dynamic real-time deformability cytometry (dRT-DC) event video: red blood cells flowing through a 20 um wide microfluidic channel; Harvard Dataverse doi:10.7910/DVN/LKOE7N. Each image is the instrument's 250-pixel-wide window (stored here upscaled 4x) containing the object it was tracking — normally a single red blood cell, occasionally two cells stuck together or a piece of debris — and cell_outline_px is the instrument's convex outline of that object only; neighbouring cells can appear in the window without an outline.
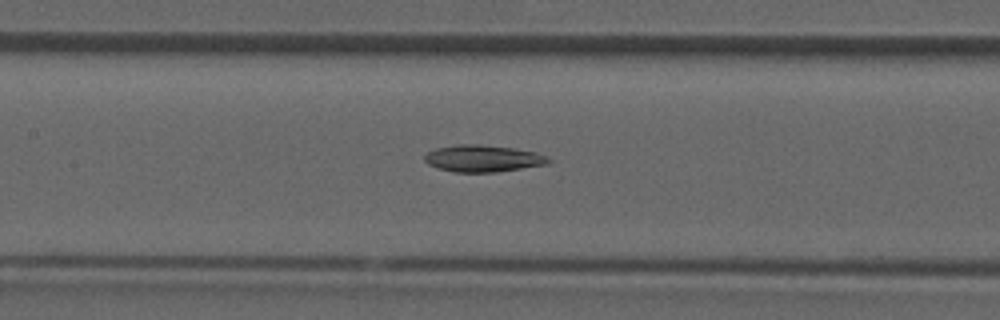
{"species": "common noctule bat (a hibernating species)", "species_latin": "Nyctalus noctula", "temperature_condition": "room temperature", "stored_images_in_passage": 22, "camera_frame_rate_fps": 3000, "um_per_image_px": 0.085, "animal": {"sex": "male", "forearm_length_mm": 52.5}, "frame": {"image": 1, "passage_image": 18, "time_ms": 5.667, "image_size_px": [1000, 320], "cell_outline_px": [[552, 160], [548, 164], [496, 172], [456, 172], [436, 168], [428, 164], [424, 160], [424, 156], [428, 152], [436, 148], [460, 144], [480, 144], [512, 148], [536, 152]], "centroid_in_image_um": [41.03, 13.47], "position_along_channel_um": 166.4, "area_um2": 19.31}}
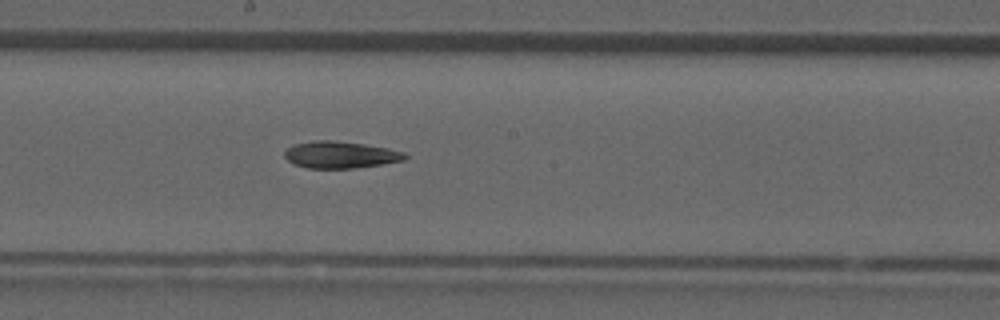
{"frame": {"image": 2, "passage_image": 21, "time_ms": 6.667, "image_size_px": [1000, 320], "cell_outline_px": [[408, 156], [404, 160], [380, 164], [352, 168], [308, 168], [292, 164], [284, 156], [284, 152], [292, 144], [312, 140], [332, 140], [364, 144], [388, 148], [404, 152]], "centroid_in_image_um": [28.89, 13.14], "position_along_channel_um": 219.3, "area_um2": 18.84}}